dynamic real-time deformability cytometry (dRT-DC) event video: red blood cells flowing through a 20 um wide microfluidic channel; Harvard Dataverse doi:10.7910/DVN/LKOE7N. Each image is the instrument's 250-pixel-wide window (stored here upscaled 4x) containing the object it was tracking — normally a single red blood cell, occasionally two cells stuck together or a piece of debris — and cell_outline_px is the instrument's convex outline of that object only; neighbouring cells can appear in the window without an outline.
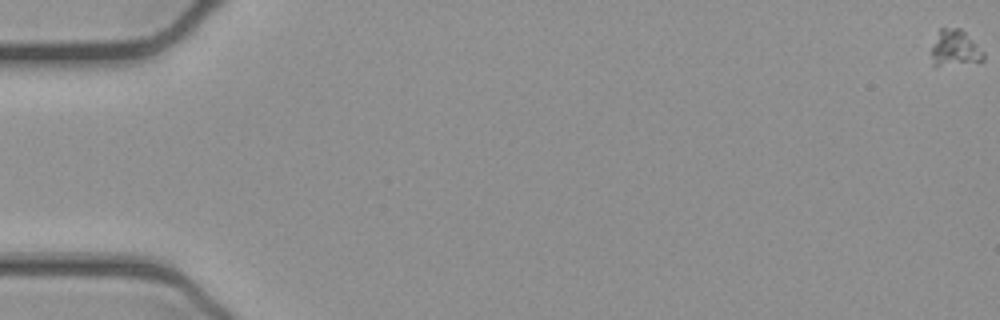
{"species": "common noctule bat (a hibernating species)", "species_latin": "Nyctalus noctula", "temperature_condition": "cold", "stored_images_in_passage": 56, "camera_frame_rate_fps": 3000, "um_per_image_px": 0.085, "animal": {"sex": "female", "body_mass_g": 21.9}, "frame": {"image": 1, "passage_image": 1, "time_ms": 0.0, "image_size_px": [1000, 320], "cell_outline_px": [[984, 60], [940, 64], [932, 64], [932, 48], [940, 28], [960, 28], [984, 52]], "centroid_in_image_um": [81.17, 4.05], "position_along_channel_um": 3.8, "area_um2": 10.23}}
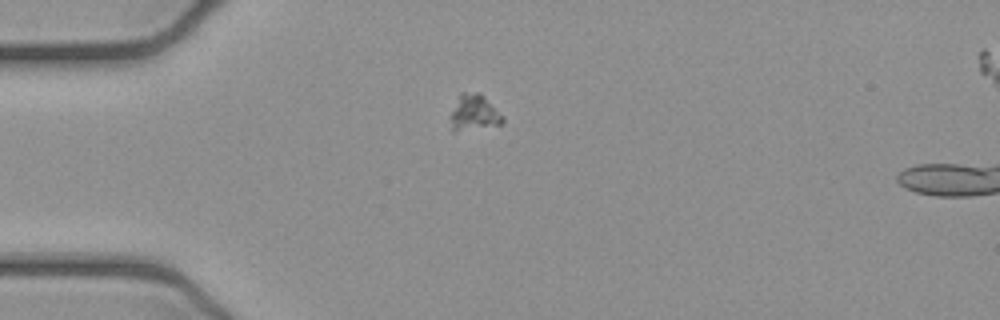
{"frame": {"image": 2, "passage_image": 16, "time_ms": 5.0, "image_size_px": [1000, 320], "cell_outline_px": [[504, 120], [500, 124], [452, 132], [452, 112], [460, 92], [480, 92], [504, 116]], "centroid_in_image_um": [40.32, 9.55], "position_along_channel_um": 44.7, "area_um2": 10.69}}
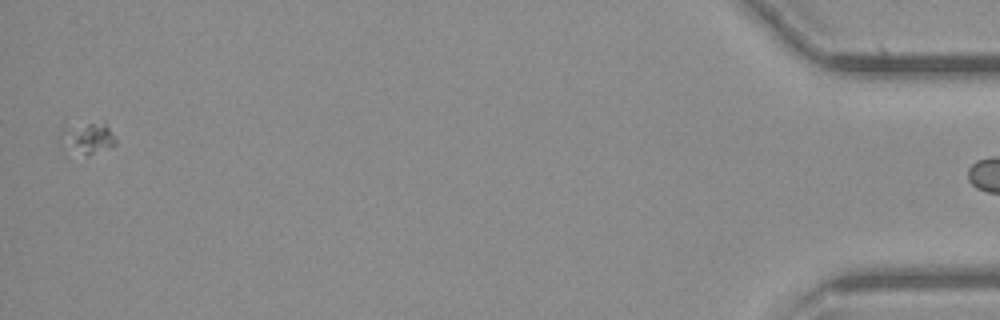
{"frame": {"image": 3, "passage_image": 55, "time_ms": 18.0, "image_size_px": [1000, 320], "cell_outline_px": [[116, 144], [88, 156], [60, 148], [56, 136], [64, 128], [104, 120], [116, 140]], "centroid_in_image_um": [7.36, 11.75], "position_along_channel_um": 427.8, "area_um2": 10.46}}